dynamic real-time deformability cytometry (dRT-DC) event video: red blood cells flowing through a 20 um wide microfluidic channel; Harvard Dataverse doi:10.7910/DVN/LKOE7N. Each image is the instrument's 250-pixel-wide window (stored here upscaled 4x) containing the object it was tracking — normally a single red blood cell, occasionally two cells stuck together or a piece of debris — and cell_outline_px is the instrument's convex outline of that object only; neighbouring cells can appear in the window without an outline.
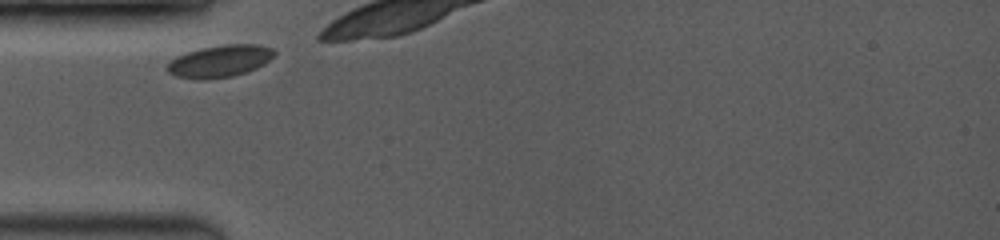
{"species": "common noctule bat (a hibernating species)", "species_latin": "Nyctalus noctula", "temperature_condition": "room temperature", "stored_images_in_passage": 4, "camera_frame_rate_fps": 3500, "um_per_image_px": 0.085, "animal": {"sex": "female", "body_mass_g": 19.0, "forearm_length_mm": 53.3}, "frame": {"image": 1, "passage_image": 1, "time_ms": 0.0, "image_size_px": [1000, 240], "cell_outline_px": [[276, 52], [264, 64], [256, 68], [232, 76], [208, 80], [200, 80], [176, 76], [168, 72], [164, 68], [176, 56], [200, 48], [224, 44], [260, 44], [272, 48]], "centroid_in_image_um": [18.66, 5.2], "position_along_channel_um": 66.3, "area_um2": 20.06}}
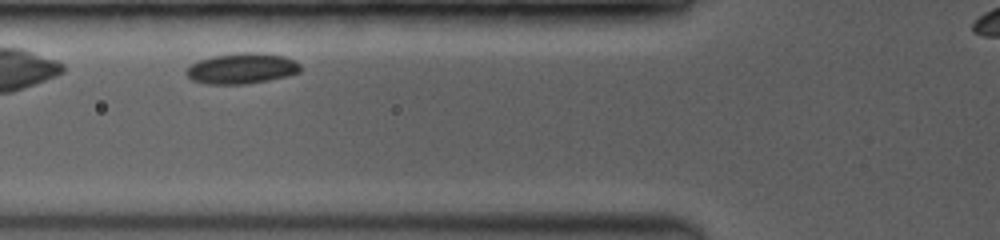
{"frame": {"image": 2, "passage_image": 3, "time_ms": 2.286, "image_size_px": [1000, 240], "cell_outline_px": [[300, 72], [288, 76], [268, 80], [244, 84], [204, 84], [192, 80], [184, 72], [196, 60], [212, 56], [240, 52], [260, 52], [284, 56], [296, 60], [300, 64]], "centroid_in_image_um": [20.55, 5.81], "position_along_channel_um": 105.2, "area_um2": 20.63}}